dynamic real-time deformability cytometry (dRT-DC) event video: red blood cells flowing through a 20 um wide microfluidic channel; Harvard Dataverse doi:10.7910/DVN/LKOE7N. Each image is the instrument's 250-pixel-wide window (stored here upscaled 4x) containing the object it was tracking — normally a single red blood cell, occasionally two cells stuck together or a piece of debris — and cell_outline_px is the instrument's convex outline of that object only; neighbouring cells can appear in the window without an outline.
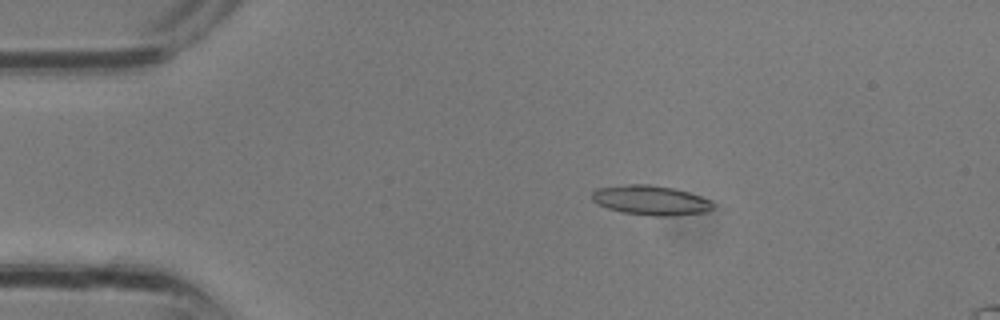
{"species": "common noctule bat (a hibernating species)", "species_latin": "Nyctalus noctula", "temperature_condition": "room temperature", "stored_images_in_passage": 13, "camera_frame_rate_fps": 3000, "um_per_image_px": 0.085, "animal": {"sex": "male", "body_mass_g": 13.3}, "frame": {"image": 1, "passage_image": 6, "time_ms": 1.667, "image_size_px": [1000, 320], "cell_outline_px": [[716, 204], [712, 208], [704, 212], [672, 216], [652, 216], [624, 212], [608, 208], [596, 204], [592, 200], [592, 192], [596, 188], [628, 184], [652, 184], [676, 188], [700, 196]], "centroid_in_image_um": [55.29, 17.01], "position_along_channel_um": 29.7, "area_um2": 20.98}}
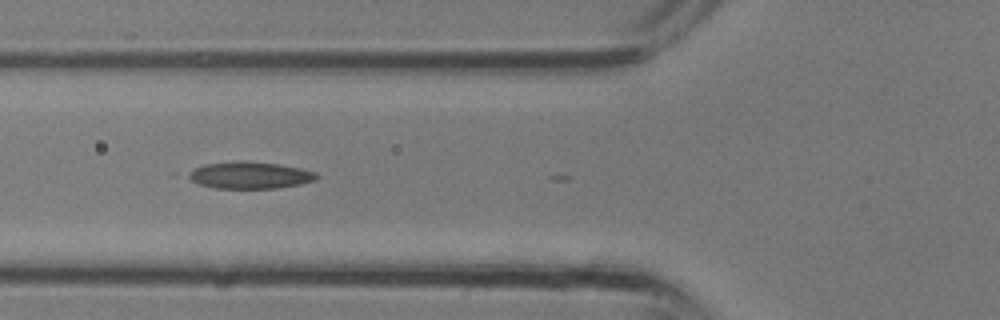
{"frame": {"image": 2, "passage_image": 12, "time_ms": 3.667, "image_size_px": [1000, 320], "cell_outline_px": [[320, 176], [316, 180], [300, 184], [276, 188], [216, 188], [200, 184], [184, 176], [188, 172], [204, 164], [236, 160], [248, 160], [280, 164], [300, 168], [316, 172]], "centroid_in_image_um": [21.24, 14.87], "position_along_channel_um": 104.6, "area_um2": 20.35}}